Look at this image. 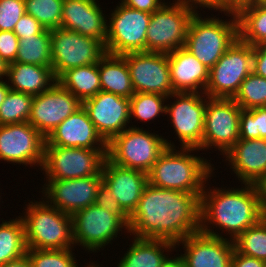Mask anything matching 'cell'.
Returning a JSON list of instances; mask_svg holds the SVG:
<instances>
[{
	"instance_id": "d590c367",
	"label": "cell",
	"mask_w": 266,
	"mask_h": 267,
	"mask_svg": "<svg viewBox=\"0 0 266 267\" xmlns=\"http://www.w3.org/2000/svg\"><path fill=\"white\" fill-rule=\"evenodd\" d=\"M75 248L69 249H51V250H41V249H27V255L31 262L32 267H84L78 257L74 252ZM81 264H79L78 263Z\"/></svg>"
},
{
	"instance_id": "7402d4cb",
	"label": "cell",
	"mask_w": 266,
	"mask_h": 267,
	"mask_svg": "<svg viewBox=\"0 0 266 267\" xmlns=\"http://www.w3.org/2000/svg\"><path fill=\"white\" fill-rule=\"evenodd\" d=\"M99 0H64L61 28L100 41L107 39V12Z\"/></svg>"
},
{
	"instance_id": "d6986e66",
	"label": "cell",
	"mask_w": 266,
	"mask_h": 267,
	"mask_svg": "<svg viewBox=\"0 0 266 267\" xmlns=\"http://www.w3.org/2000/svg\"><path fill=\"white\" fill-rule=\"evenodd\" d=\"M98 133L108 143L130 127V99L99 91L82 102Z\"/></svg>"
},
{
	"instance_id": "e0dca14e",
	"label": "cell",
	"mask_w": 266,
	"mask_h": 267,
	"mask_svg": "<svg viewBox=\"0 0 266 267\" xmlns=\"http://www.w3.org/2000/svg\"><path fill=\"white\" fill-rule=\"evenodd\" d=\"M135 93H157L169 97L172 87L168 54L141 51L123 54Z\"/></svg>"
},
{
	"instance_id": "f907efd6",
	"label": "cell",
	"mask_w": 266,
	"mask_h": 267,
	"mask_svg": "<svg viewBox=\"0 0 266 267\" xmlns=\"http://www.w3.org/2000/svg\"><path fill=\"white\" fill-rule=\"evenodd\" d=\"M258 0H229V13L237 14L242 8L256 4Z\"/></svg>"
},
{
	"instance_id": "277c9868",
	"label": "cell",
	"mask_w": 266,
	"mask_h": 267,
	"mask_svg": "<svg viewBox=\"0 0 266 267\" xmlns=\"http://www.w3.org/2000/svg\"><path fill=\"white\" fill-rule=\"evenodd\" d=\"M211 12L212 14L204 10L203 14L201 11L195 13L190 21L184 45V48L209 70L239 38L235 13L215 11L214 15V11Z\"/></svg>"
},
{
	"instance_id": "3957f363",
	"label": "cell",
	"mask_w": 266,
	"mask_h": 267,
	"mask_svg": "<svg viewBox=\"0 0 266 267\" xmlns=\"http://www.w3.org/2000/svg\"><path fill=\"white\" fill-rule=\"evenodd\" d=\"M203 154L197 148L167 147L147 173L148 183L163 189L202 193L208 179L216 178L215 170L222 167Z\"/></svg>"
},
{
	"instance_id": "7bdbcfd3",
	"label": "cell",
	"mask_w": 266,
	"mask_h": 267,
	"mask_svg": "<svg viewBox=\"0 0 266 267\" xmlns=\"http://www.w3.org/2000/svg\"><path fill=\"white\" fill-rule=\"evenodd\" d=\"M44 30L43 26L33 16L24 14L16 23L13 32L21 39L40 34Z\"/></svg>"
},
{
	"instance_id": "44dd1931",
	"label": "cell",
	"mask_w": 266,
	"mask_h": 267,
	"mask_svg": "<svg viewBox=\"0 0 266 267\" xmlns=\"http://www.w3.org/2000/svg\"><path fill=\"white\" fill-rule=\"evenodd\" d=\"M222 162L234 174L233 183L256 185L266 176V139H239L218 163Z\"/></svg>"
},
{
	"instance_id": "ab89813d",
	"label": "cell",
	"mask_w": 266,
	"mask_h": 267,
	"mask_svg": "<svg viewBox=\"0 0 266 267\" xmlns=\"http://www.w3.org/2000/svg\"><path fill=\"white\" fill-rule=\"evenodd\" d=\"M24 14V0H0V30L13 31Z\"/></svg>"
},
{
	"instance_id": "7c38bea8",
	"label": "cell",
	"mask_w": 266,
	"mask_h": 267,
	"mask_svg": "<svg viewBox=\"0 0 266 267\" xmlns=\"http://www.w3.org/2000/svg\"><path fill=\"white\" fill-rule=\"evenodd\" d=\"M115 6L111 10L107 8L110 12L107 13L105 51L114 55L146 51L151 14L127 7L119 1Z\"/></svg>"
},
{
	"instance_id": "1f68e13d",
	"label": "cell",
	"mask_w": 266,
	"mask_h": 267,
	"mask_svg": "<svg viewBox=\"0 0 266 267\" xmlns=\"http://www.w3.org/2000/svg\"><path fill=\"white\" fill-rule=\"evenodd\" d=\"M166 101L167 96L161 94L134 93L130 98V127L141 128L142 125L139 126L138 123L143 124L146 122L150 125L157 122L156 120L160 116H166ZM134 123L137 124L135 125Z\"/></svg>"
},
{
	"instance_id": "836d02e7",
	"label": "cell",
	"mask_w": 266,
	"mask_h": 267,
	"mask_svg": "<svg viewBox=\"0 0 266 267\" xmlns=\"http://www.w3.org/2000/svg\"><path fill=\"white\" fill-rule=\"evenodd\" d=\"M33 97L30 94L10 89L0 105V125L28 122Z\"/></svg>"
},
{
	"instance_id": "7dc6e473",
	"label": "cell",
	"mask_w": 266,
	"mask_h": 267,
	"mask_svg": "<svg viewBox=\"0 0 266 267\" xmlns=\"http://www.w3.org/2000/svg\"><path fill=\"white\" fill-rule=\"evenodd\" d=\"M173 3L195 8L197 11H210V0H172Z\"/></svg>"
},
{
	"instance_id": "f546056e",
	"label": "cell",
	"mask_w": 266,
	"mask_h": 267,
	"mask_svg": "<svg viewBox=\"0 0 266 267\" xmlns=\"http://www.w3.org/2000/svg\"><path fill=\"white\" fill-rule=\"evenodd\" d=\"M4 220L0 217V266L27 253L24 223L19 214Z\"/></svg>"
},
{
	"instance_id": "f6af8a7d",
	"label": "cell",
	"mask_w": 266,
	"mask_h": 267,
	"mask_svg": "<svg viewBox=\"0 0 266 267\" xmlns=\"http://www.w3.org/2000/svg\"><path fill=\"white\" fill-rule=\"evenodd\" d=\"M127 7L137 9L152 14L158 10L164 3V0H120Z\"/></svg>"
},
{
	"instance_id": "ee69618b",
	"label": "cell",
	"mask_w": 266,
	"mask_h": 267,
	"mask_svg": "<svg viewBox=\"0 0 266 267\" xmlns=\"http://www.w3.org/2000/svg\"><path fill=\"white\" fill-rule=\"evenodd\" d=\"M253 72L266 78V43L253 46Z\"/></svg>"
},
{
	"instance_id": "9f6ffc18",
	"label": "cell",
	"mask_w": 266,
	"mask_h": 267,
	"mask_svg": "<svg viewBox=\"0 0 266 267\" xmlns=\"http://www.w3.org/2000/svg\"><path fill=\"white\" fill-rule=\"evenodd\" d=\"M86 260H87V259L84 260V264H86V265H84L85 267H102V266H104V265L101 264V263H97V261H95V260H94V261H93V260H92V261H91V260L88 261V262H89V264H88V263L86 262ZM85 262H86V263H85ZM99 264H100L101 266H100Z\"/></svg>"
},
{
	"instance_id": "603a6c76",
	"label": "cell",
	"mask_w": 266,
	"mask_h": 267,
	"mask_svg": "<svg viewBox=\"0 0 266 267\" xmlns=\"http://www.w3.org/2000/svg\"><path fill=\"white\" fill-rule=\"evenodd\" d=\"M103 183L110 189L112 197L130 216L136 209L143 191L148 184L147 173L120 167L104 159L101 168Z\"/></svg>"
},
{
	"instance_id": "bcb514c9",
	"label": "cell",
	"mask_w": 266,
	"mask_h": 267,
	"mask_svg": "<svg viewBox=\"0 0 266 267\" xmlns=\"http://www.w3.org/2000/svg\"><path fill=\"white\" fill-rule=\"evenodd\" d=\"M265 265L266 261L238 253L234 249L231 259V267H265Z\"/></svg>"
},
{
	"instance_id": "60d3db41",
	"label": "cell",
	"mask_w": 266,
	"mask_h": 267,
	"mask_svg": "<svg viewBox=\"0 0 266 267\" xmlns=\"http://www.w3.org/2000/svg\"><path fill=\"white\" fill-rule=\"evenodd\" d=\"M111 195L110 189L102 182L97 191L95 204L117 216L129 228V215Z\"/></svg>"
},
{
	"instance_id": "74e56055",
	"label": "cell",
	"mask_w": 266,
	"mask_h": 267,
	"mask_svg": "<svg viewBox=\"0 0 266 267\" xmlns=\"http://www.w3.org/2000/svg\"><path fill=\"white\" fill-rule=\"evenodd\" d=\"M233 99L243 110L266 107V78L251 72Z\"/></svg>"
},
{
	"instance_id": "9c48e42d",
	"label": "cell",
	"mask_w": 266,
	"mask_h": 267,
	"mask_svg": "<svg viewBox=\"0 0 266 267\" xmlns=\"http://www.w3.org/2000/svg\"><path fill=\"white\" fill-rule=\"evenodd\" d=\"M242 108L233 98L206 96L202 153H217L218 161L239 140V123ZM211 150V152H209ZM218 150V151H217ZM208 151V152H207ZM216 151V152H215ZM207 153V154H206ZM211 153V154H210ZM221 155V157H220Z\"/></svg>"
},
{
	"instance_id": "d4e9b609",
	"label": "cell",
	"mask_w": 266,
	"mask_h": 267,
	"mask_svg": "<svg viewBox=\"0 0 266 267\" xmlns=\"http://www.w3.org/2000/svg\"><path fill=\"white\" fill-rule=\"evenodd\" d=\"M171 82L174 92L204 93L209 69L184 47L168 53Z\"/></svg>"
},
{
	"instance_id": "681fc988",
	"label": "cell",
	"mask_w": 266,
	"mask_h": 267,
	"mask_svg": "<svg viewBox=\"0 0 266 267\" xmlns=\"http://www.w3.org/2000/svg\"><path fill=\"white\" fill-rule=\"evenodd\" d=\"M259 199H260V206L263 212V215L266 217V176L263 177L257 184H256Z\"/></svg>"
},
{
	"instance_id": "484cf974",
	"label": "cell",
	"mask_w": 266,
	"mask_h": 267,
	"mask_svg": "<svg viewBox=\"0 0 266 267\" xmlns=\"http://www.w3.org/2000/svg\"><path fill=\"white\" fill-rule=\"evenodd\" d=\"M130 237V234L128 238L121 237L128 239L126 243L129 247L125 250V246H122L124 252L120 253L123 255H117L120 260L117 257L115 260L117 263L110 264V267L115 265L116 267H162L165 259L176 251L175 243L169 240ZM129 240L131 242L128 244Z\"/></svg>"
},
{
	"instance_id": "8fae6325",
	"label": "cell",
	"mask_w": 266,
	"mask_h": 267,
	"mask_svg": "<svg viewBox=\"0 0 266 267\" xmlns=\"http://www.w3.org/2000/svg\"><path fill=\"white\" fill-rule=\"evenodd\" d=\"M197 10L165 2L151 14L146 36V51L171 53L185 45L188 27Z\"/></svg>"
},
{
	"instance_id": "11a10c76",
	"label": "cell",
	"mask_w": 266,
	"mask_h": 267,
	"mask_svg": "<svg viewBox=\"0 0 266 267\" xmlns=\"http://www.w3.org/2000/svg\"><path fill=\"white\" fill-rule=\"evenodd\" d=\"M7 68H8V65L0 57V79L6 78V76H7Z\"/></svg>"
},
{
	"instance_id": "816d5d0a",
	"label": "cell",
	"mask_w": 266,
	"mask_h": 267,
	"mask_svg": "<svg viewBox=\"0 0 266 267\" xmlns=\"http://www.w3.org/2000/svg\"><path fill=\"white\" fill-rule=\"evenodd\" d=\"M0 267H32V266L28 255L25 254L24 256H21L15 260H12L10 262L1 265Z\"/></svg>"
},
{
	"instance_id": "6da1fadb",
	"label": "cell",
	"mask_w": 266,
	"mask_h": 267,
	"mask_svg": "<svg viewBox=\"0 0 266 267\" xmlns=\"http://www.w3.org/2000/svg\"><path fill=\"white\" fill-rule=\"evenodd\" d=\"M202 193H186L147 184L129 216V233L173 243L200 231Z\"/></svg>"
},
{
	"instance_id": "4316f807",
	"label": "cell",
	"mask_w": 266,
	"mask_h": 267,
	"mask_svg": "<svg viewBox=\"0 0 266 267\" xmlns=\"http://www.w3.org/2000/svg\"><path fill=\"white\" fill-rule=\"evenodd\" d=\"M6 80L11 90L39 95L57 82L49 67L13 62L8 65Z\"/></svg>"
},
{
	"instance_id": "e575fe53",
	"label": "cell",
	"mask_w": 266,
	"mask_h": 267,
	"mask_svg": "<svg viewBox=\"0 0 266 267\" xmlns=\"http://www.w3.org/2000/svg\"><path fill=\"white\" fill-rule=\"evenodd\" d=\"M233 242L238 253L266 261V217L246 229Z\"/></svg>"
},
{
	"instance_id": "f1b7e54d",
	"label": "cell",
	"mask_w": 266,
	"mask_h": 267,
	"mask_svg": "<svg viewBox=\"0 0 266 267\" xmlns=\"http://www.w3.org/2000/svg\"><path fill=\"white\" fill-rule=\"evenodd\" d=\"M57 82L83 102L101 91L98 63L68 69Z\"/></svg>"
},
{
	"instance_id": "5bb4252c",
	"label": "cell",
	"mask_w": 266,
	"mask_h": 267,
	"mask_svg": "<svg viewBox=\"0 0 266 267\" xmlns=\"http://www.w3.org/2000/svg\"><path fill=\"white\" fill-rule=\"evenodd\" d=\"M50 41L56 79L68 69L98 63L106 53L105 46L95 38L61 27L51 30Z\"/></svg>"
},
{
	"instance_id": "4fadbf2b",
	"label": "cell",
	"mask_w": 266,
	"mask_h": 267,
	"mask_svg": "<svg viewBox=\"0 0 266 267\" xmlns=\"http://www.w3.org/2000/svg\"><path fill=\"white\" fill-rule=\"evenodd\" d=\"M253 72V46L239 38L209 70L204 94L210 98H234L243 80Z\"/></svg>"
},
{
	"instance_id": "6f0895ef",
	"label": "cell",
	"mask_w": 266,
	"mask_h": 267,
	"mask_svg": "<svg viewBox=\"0 0 266 267\" xmlns=\"http://www.w3.org/2000/svg\"><path fill=\"white\" fill-rule=\"evenodd\" d=\"M0 189H1V190H0V191H1V192H0V202H1V203H4V201L1 200V199L3 198V197H1V196H2L1 194H3L4 196H5V194H4V192L2 193V188H1V187H0ZM1 203H0V205H2ZM0 208H1V206H0ZM0 211H2V209H0ZM1 215H3V214H0V216H1Z\"/></svg>"
},
{
	"instance_id": "5b68a950",
	"label": "cell",
	"mask_w": 266,
	"mask_h": 267,
	"mask_svg": "<svg viewBox=\"0 0 266 267\" xmlns=\"http://www.w3.org/2000/svg\"><path fill=\"white\" fill-rule=\"evenodd\" d=\"M36 198H26L22 213H18L24 223L27 249L75 248L71 215L49 205L42 197Z\"/></svg>"
},
{
	"instance_id": "ffe728a7",
	"label": "cell",
	"mask_w": 266,
	"mask_h": 267,
	"mask_svg": "<svg viewBox=\"0 0 266 267\" xmlns=\"http://www.w3.org/2000/svg\"><path fill=\"white\" fill-rule=\"evenodd\" d=\"M175 250L188 267H231L234 242L199 231L177 242Z\"/></svg>"
},
{
	"instance_id": "2e32d148",
	"label": "cell",
	"mask_w": 266,
	"mask_h": 267,
	"mask_svg": "<svg viewBox=\"0 0 266 267\" xmlns=\"http://www.w3.org/2000/svg\"><path fill=\"white\" fill-rule=\"evenodd\" d=\"M44 181V182H42ZM39 193L51 206L72 215L80 209L95 204L99 186L103 182L102 175H93L76 179L42 180ZM41 190V191H40Z\"/></svg>"
},
{
	"instance_id": "d6a6232c",
	"label": "cell",
	"mask_w": 266,
	"mask_h": 267,
	"mask_svg": "<svg viewBox=\"0 0 266 267\" xmlns=\"http://www.w3.org/2000/svg\"><path fill=\"white\" fill-rule=\"evenodd\" d=\"M51 30L44 29L40 34L19 39L15 62L35 64L52 69Z\"/></svg>"
},
{
	"instance_id": "ac0fdd59",
	"label": "cell",
	"mask_w": 266,
	"mask_h": 267,
	"mask_svg": "<svg viewBox=\"0 0 266 267\" xmlns=\"http://www.w3.org/2000/svg\"><path fill=\"white\" fill-rule=\"evenodd\" d=\"M82 107V102L58 82L33 97L28 122L45 138L68 116Z\"/></svg>"
},
{
	"instance_id": "ba28073f",
	"label": "cell",
	"mask_w": 266,
	"mask_h": 267,
	"mask_svg": "<svg viewBox=\"0 0 266 267\" xmlns=\"http://www.w3.org/2000/svg\"><path fill=\"white\" fill-rule=\"evenodd\" d=\"M71 217L75 248L81 247L87 255H97L106 247H112L123 234L125 237L130 234L129 228L117 216L96 204L76 211Z\"/></svg>"
},
{
	"instance_id": "7a4b0ae2",
	"label": "cell",
	"mask_w": 266,
	"mask_h": 267,
	"mask_svg": "<svg viewBox=\"0 0 266 267\" xmlns=\"http://www.w3.org/2000/svg\"><path fill=\"white\" fill-rule=\"evenodd\" d=\"M211 179L201 195L200 231L234 241L264 217L257 187L244 183L233 187L228 183V187L220 183L213 186Z\"/></svg>"
},
{
	"instance_id": "b9f144b4",
	"label": "cell",
	"mask_w": 266,
	"mask_h": 267,
	"mask_svg": "<svg viewBox=\"0 0 266 267\" xmlns=\"http://www.w3.org/2000/svg\"><path fill=\"white\" fill-rule=\"evenodd\" d=\"M19 48V38L13 31L0 30V57L7 65L15 62Z\"/></svg>"
},
{
	"instance_id": "cb8c5ba5",
	"label": "cell",
	"mask_w": 266,
	"mask_h": 267,
	"mask_svg": "<svg viewBox=\"0 0 266 267\" xmlns=\"http://www.w3.org/2000/svg\"><path fill=\"white\" fill-rule=\"evenodd\" d=\"M45 145L107 149V142L98 133L83 106L51 132Z\"/></svg>"
},
{
	"instance_id": "30bf717a",
	"label": "cell",
	"mask_w": 266,
	"mask_h": 267,
	"mask_svg": "<svg viewBox=\"0 0 266 267\" xmlns=\"http://www.w3.org/2000/svg\"><path fill=\"white\" fill-rule=\"evenodd\" d=\"M107 149L45 145L41 173L45 179H76L102 175Z\"/></svg>"
},
{
	"instance_id": "c3c4849f",
	"label": "cell",
	"mask_w": 266,
	"mask_h": 267,
	"mask_svg": "<svg viewBox=\"0 0 266 267\" xmlns=\"http://www.w3.org/2000/svg\"><path fill=\"white\" fill-rule=\"evenodd\" d=\"M174 255V256H173ZM162 267H188L184 261L182 256L178 253H171L164 261Z\"/></svg>"
},
{
	"instance_id": "83f0119b",
	"label": "cell",
	"mask_w": 266,
	"mask_h": 267,
	"mask_svg": "<svg viewBox=\"0 0 266 267\" xmlns=\"http://www.w3.org/2000/svg\"><path fill=\"white\" fill-rule=\"evenodd\" d=\"M101 91L130 99L134 88L123 55L105 53L98 62Z\"/></svg>"
},
{
	"instance_id": "f35d334b",
	"label": "cell",
	"mask_w": 266,
	"mask_h": 267,
	"mask_svg": "<svg viewBox=\"0 0 266 267\" xmlns=\"http://www.w3.org/2000/svg\"><path fill=\"white\" fill-rule=\"evenodd\" d=\"M266 139V107L241 110L239 139Z\"/></svg>"
},
{
	"instance_id": "8992f818",
	"label": "cell",
	"mask_w": 266,
	"mask_h": 267,
	"mask_svg": "<svg viewBox=\"0 0 266 267\" xmlns=\"http://www.w3.org/2000/svg\"><path fill=\"white\" fill-rule=\"evenodd\" d=\"M145 125L128 127L113 137L107 143L106 158L117 166L148 173L167 145L163 134L149 126L144 129Z\"/></svg>"
},
{
	"instance_id": "52a82bcc",
	"label": "cell",
	"mask_w": 266,
	"mask_h": 267,
	"mask_svg": "<svg viewBox=\"0 0 266 267\" xmlns=\"http://www.w3.org/2000/svg\"><path fill=\"white\" fill-rule=\"evenodd\" d=\"M205 109L204 93L175 92L167 97L165 115L169 119L167 122H170L168 126L170 129L173 127V139L177 137L174 142L169 139L170 134L166 136L167 147L197 148L202 151Z\"/></svg>"
},
{
	"instance_id": "9a60e30c",
	"label": "cell",
	"mask_w": 266,
	"mask_h": 267,
	"mask_svg": "<svg viewBox=\"0 0 266 267\" xmlns=\"http://www.w3.org/2000/svg\"><path fill=\"white\" fill-rule=\"evenodd\" d=\"M45 142L46 138L29 122L0 125V161L38 172L43 164Z\"/></svg>"
},
{
	"instance_id": "8d00e7d4",
	"label": "cell",
	"mask_w": 266,
	"mask_h": 267,
	"mask_svg": "<svg viewBox=\"0 0 266 267\" xmlns=\"http://www.w3.org/2000/svg\"><path fill=\"white\" fill-rule=\"evenodd\" d=\"M25 12L33 16L44 29L61 27L64 0H24Z\"/></svg>"
},
{
	"instance_id": "db71d44e",
	"label": "cell",
	"mask_w": 266,
	"mask_h": 267,
	"mask_svg": "<svg viewBox=\"0 0 266 267\" xmlns=\"http://www.w3.org/2000/svg\"><path fill=\"white\" fill-rule=\"evenodd\" d=\"M9 91H10V88L8 86L6 78L0 79V105L6 98Z\"/></svg>"
},
{
	"instance_id": "f5cc1de1",
	"label": "cell",
	"mask_w": 266,
	"mask_h": 267,
	"mask_svg": "<svg viewBox=\"0 0 266 267\" xmlns=\"http://www.w3.org/2000/svg\"><path fill=\"white\" fill-rule=\"evenodd\" d=\"M211 11L229 12V0H210Z\"/></svg>"
},
{
	"instance_id": "4dcf8cb0",
	"label": "cell",
	"mask_w": 266,
	"mask_h": 267,
	"mask_svg": "<svg viewBox=\"0 0 266 267\" xmlns=\"http://www.w3.org/2000/svg\"><path fill=\"white\" fill-rule=\"evenodd\" d=\"M239 39L251 46L266 43V6L253 4L237 14Z\"/></svg>"
},
{
	"instance_id": "680465c9",
	"label": "cell",
	"mask_w": 266,
	"mask_h": 267,
	"mask_svg": "<svg viewBox=\"0 0 266 267\" xmlns=\"http://www.w3.org/2000/svg\"><path fill=\"white\" fill-rule=\"evenodd\" d=\"M257 4H258V5L266 6V0H258V1H257Z\"/></svg>"
}]
</instances>
